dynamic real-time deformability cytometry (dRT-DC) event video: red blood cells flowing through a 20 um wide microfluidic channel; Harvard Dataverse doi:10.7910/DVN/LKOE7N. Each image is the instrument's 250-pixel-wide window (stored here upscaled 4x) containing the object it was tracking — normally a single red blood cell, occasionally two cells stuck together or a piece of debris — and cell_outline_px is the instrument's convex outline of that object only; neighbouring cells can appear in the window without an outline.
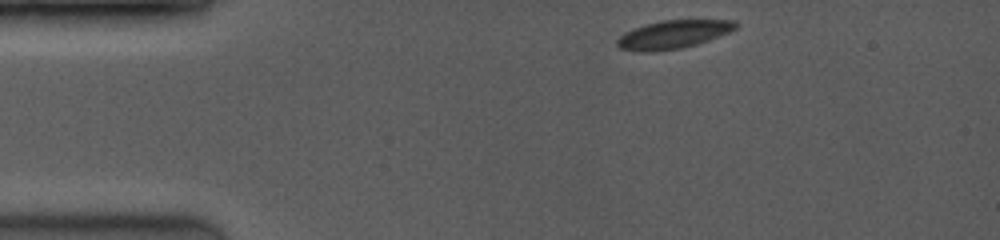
{"species": "common noctule bat (a hibernating species)", "species_latin": "Nyctalus noctula", "temperature_condition": "room temperature", "stored_images_in_passage": 4, "camera_frame_rate_fps": 3500, "um_per_image_px": 0.085, "animal": {"sex": "female", "body_mass_g": 19.0, "forearm_length_mm": 53.3}, "frame": {"image": 1, "passage_image": 1, "time_ms": 0.0, "image_size_px": [1000, 240], "cell_outline_px": [[740, 24], [736, 28], [728, 32], [708, 40], [696, 44], [680, 48], [656, 52], [640, 52], [620, 48], [616, 44], [616, 40], [620, 36], [636, 28], [648, 24], [664, 20], [736, 20]], "centroid_in_image_um": [57.25, 2.93], "position_along_channel_um": 27.8, "area_um2": 19.25}}